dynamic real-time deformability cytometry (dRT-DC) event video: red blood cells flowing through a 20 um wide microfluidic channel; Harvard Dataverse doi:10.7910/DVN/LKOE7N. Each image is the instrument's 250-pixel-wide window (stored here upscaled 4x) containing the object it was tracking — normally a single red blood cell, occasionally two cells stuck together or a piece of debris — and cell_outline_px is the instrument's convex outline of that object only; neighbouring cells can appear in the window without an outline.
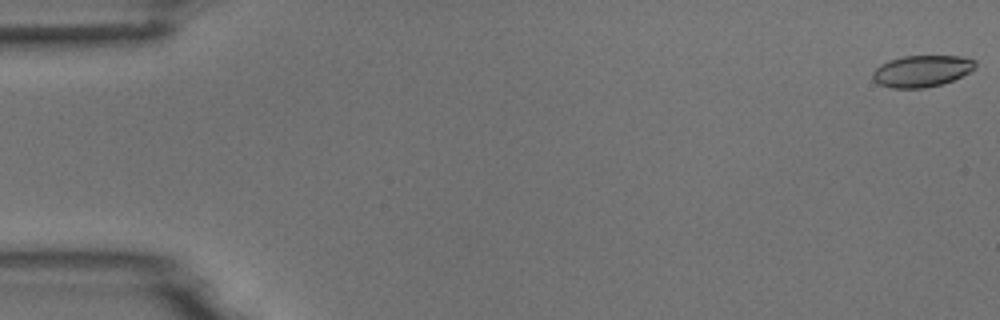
{"species": "common noctule bat (a hibernating species)", "species_latin": "Nyctalus noctula", "temperature_condition": "room temperature", "stored_images_in_passage": 54, "camera_frame_rate_fps": 3000, "um_per_image_px": 0.085, "animal": {"sex": "male", "body_mass_g": 18.8}, "frame": {"image": 1, "passage_image": 1, "time_ms": 0.0, "image_size_px": [1000, 320], "cell_outline_px": [[976, 68], [952, 80], [940, 84], [924, 88], [892, 88], [880, 84], [872, 80], [872, 72], [880, 64], [888, 60], [904, 56], [960, 56], [976, 60]], "centroid_in_image_um": [78.32, 6.03], "position_along_channel_um": 6.7, "area_um2": 18.84}}
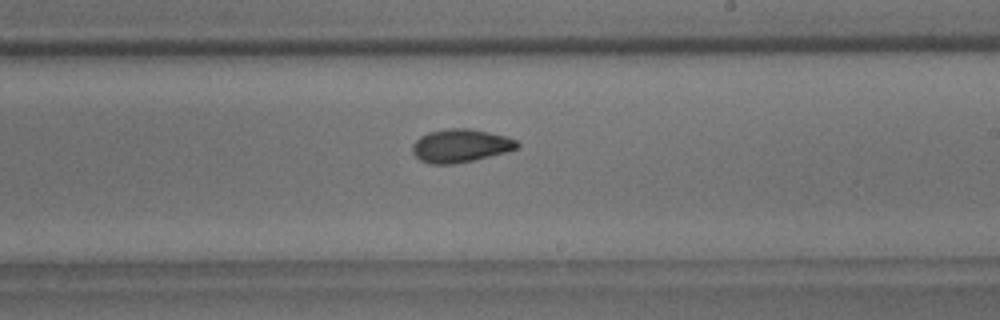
{"frame": {"image": 2, "passage_image": 32, "time_ms": 10.333, "image_size_px": [1000, 320], "cell_outline_px": [[520, 148], [508, 152], [456, 164], [432, 164], [420, 160], [412, 152], [412, 144], [420, 136], [428, 132], [448, 128], [468, 128], [508, 136], [516, 140], [520, 144]], "centroid_in_image_um": [39.17, 12.38], "position_along_channel_um": 249.8, "area_um2": 20.52}}
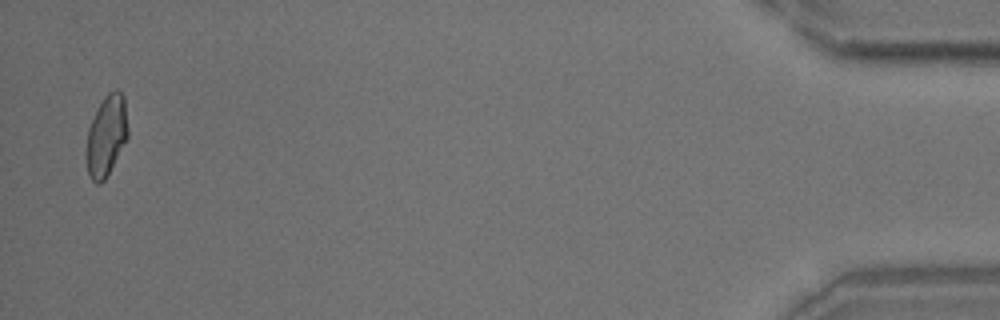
{"frame": {"image": 3, "passage_image": 53, "time_ms": 17.333, "image_size_px": [1000, 320], "cell_outline_px": [[128, 136], [104, 180], [100, 184], [96, 184], [92, 180], [88, 172], [88, 128], [96, 108], [104, 96], [108, 92], [116, 88], [124, 96], [128, 128]], "centroid_in_image_um": [9.06, 11.46], "position_along_channel_um": 426.1, "area_um2": 19.13}, "authors_computed_cell_mechanics": {"area_um2": 19.5653, "velocity_mm_per_s": 3.7706, "shape_relaxation_time_tau1_ms": 8.3053, "shape_relaxation_time_tau2_ms": 2.7721, "deformation_change_tau1": 0.1791, "deformation_change_tau2": 0.0822}}